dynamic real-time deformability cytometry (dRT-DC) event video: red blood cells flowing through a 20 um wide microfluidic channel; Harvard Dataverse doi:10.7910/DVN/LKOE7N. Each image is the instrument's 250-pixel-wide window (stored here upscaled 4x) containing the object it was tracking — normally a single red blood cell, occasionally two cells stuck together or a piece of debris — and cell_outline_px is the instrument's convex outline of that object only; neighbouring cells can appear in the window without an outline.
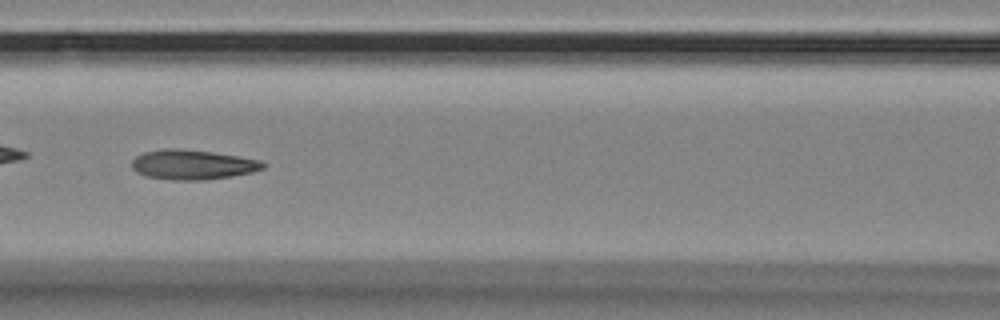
{"species": "Egyptian fruit bat (a non-hibernating species)", "species_latin": "Rousettus aegyptiacus", "temperature_condition": "room temperature", "stored_images_in_passage": 4, "camera_frame_rate_fps": 3000, "um_per_image_px": 0.085, "animal": {"sex": "female"}, "frame": {"image": 1, "passage_image": 3, "time_ms": 0.667, "image_size_px": [1000, 320], "cell_outline_px": [[264, 168], [252, 172], [232, 176], [204, 180], [172, 180], [148, 176], [136, 172], [132, 168], [132, 160], [136, 156], [144, 152], [164, 148], [180, 148], [212, 152], [240, 156], [260, 160], [264, 164]], "centroid_in_image_um": [16.36, 13.99], "position_along_channel_um": 150.2, "area_um2": 22.77}}
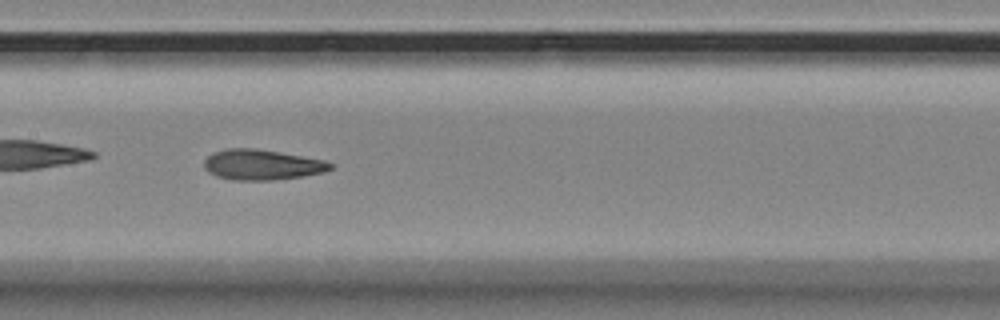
{"frame": {"image": 2, "passage_image": 4, "time_ms": 1.0, "image_size_px": [1000, 320], "cell_outline_px": [[336, 164], [332, 168], [324, 172], [300, 176], [272, 180], [232, 180], [216, 176], [208, 172], [204, 168], [204, 160], [212, 152], [228, 148], [256, 148], [300, 156], [320, 160]], "centroid_in_image_um": [22.2, 14.0], "position_along_channel_um": 185.2, "area_um2": 22.2}}